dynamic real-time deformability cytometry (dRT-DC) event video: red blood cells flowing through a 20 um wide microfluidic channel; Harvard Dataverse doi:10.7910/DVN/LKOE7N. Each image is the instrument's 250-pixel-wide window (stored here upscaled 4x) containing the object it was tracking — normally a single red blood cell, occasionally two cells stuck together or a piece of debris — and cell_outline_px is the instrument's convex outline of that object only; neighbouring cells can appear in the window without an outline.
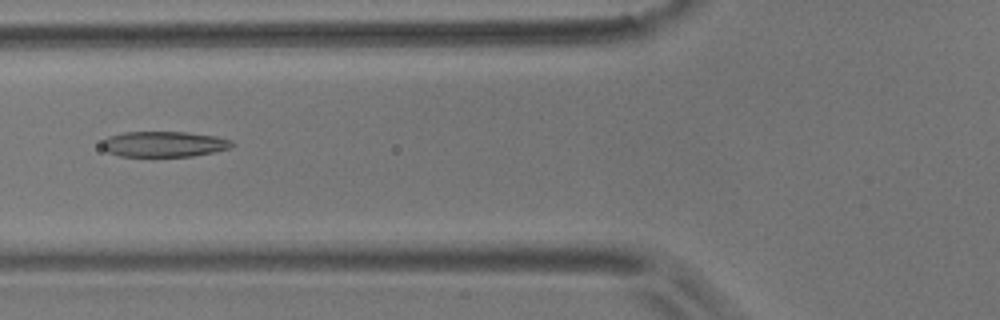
{"species": "common noctule bat (a hibernating species)", "species_latin": "Nyctalus noctula", "temperature_condition": "room temperature", "stored_images_in_passage": 8, "camera_frame_rate_fps": 3000, "um_per_image_px": 0.085, "animal": {"sex": "male", "body_mass_g": 17.9}, "frame": {"image": 1, "passage_image": 4, "time_ms": 1.0, "image_size_px": [1000, 320], "cell_outline_px": [[236, 144], [228, 148], [212, 152], [192, 156], [120, 156], [108, 152], [100, 144], [108, 136], [124, 132], [188, 132], [216, 136], [232, 140]], "centroid_in_image_um": [13.94, 12.24], "position_along_channel_um": 111.9, "area_um2": 19.31}}
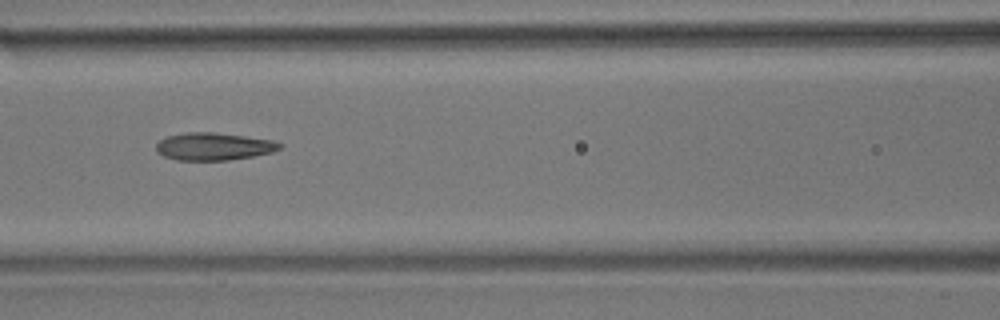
{"frame": {"image": 2, "passage_image": 5, "time_ms": 1.333, "image_size_px": [1000, 320], "cell_outline_px": [[284, 144], [280, 148], [272, 152], [252, 156], [228, 160], [176, 160], [164, 156], [156, 152], [156, 144], [160, 140], [168, 136], [188, 132], [216, 132], [272, 140]], "centroid_in_image_um": [18.15, 12.45], "position_along_channel_um": 148.4, "area_um2": 19.77}}
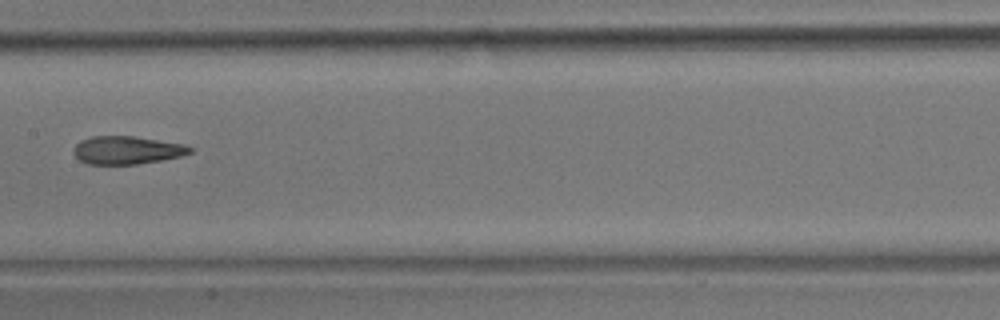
{"frame": {"image": 3, "passage_image": 6, "time_ms": 1.667, "image_size_px": [1000, 320], "cell_outline_px": [[192, 152], [180, 156], [160, 160], [136, 164], [88, 164], [80, 160], [72, 152], [72, 148], [80, 140], [92, 136], [132, 136], [184, 144], [192, 148]], "centroid_in_image_um": [10.74, 12.76], "position_along_channel_um": 196.7, "area_um2": 18.9}}